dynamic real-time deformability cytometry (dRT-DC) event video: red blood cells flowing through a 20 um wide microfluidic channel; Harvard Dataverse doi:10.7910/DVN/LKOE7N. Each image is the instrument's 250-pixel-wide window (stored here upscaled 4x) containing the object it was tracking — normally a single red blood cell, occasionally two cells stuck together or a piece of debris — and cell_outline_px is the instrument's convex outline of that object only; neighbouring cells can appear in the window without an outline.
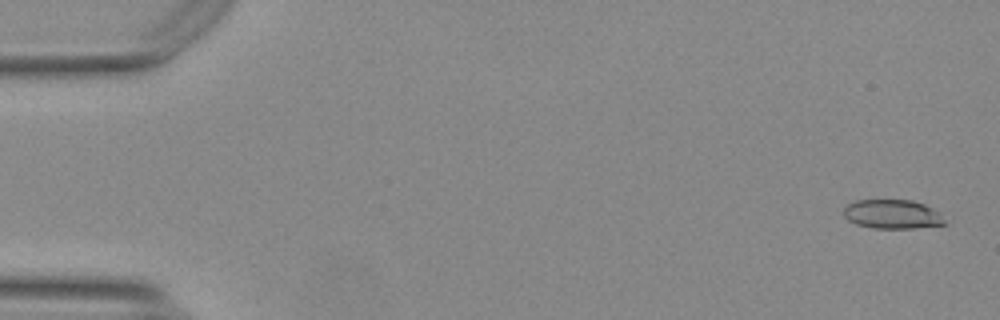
{"species": "Egyptian fruit bat (a non-hibernating species)", "species_latin": "Rousettus aegyptiacus", "temperature_condition": "warm", "stored_images_in_passage": 55, "camera_frame_rate_fps": 3000, "um_per_image_px": 0.085, "animal": {"sex": "female"}, "frame": {"image": 1, "passage_image": 2, "time_ms": 0.333, "image_size_px": [1000, 320], "cell_outline_px": [[948, 224], [912, 228], [872, 228], [856, 224], [848, 220], [844, 216], [844, 208], [848, 204], [856, 200], [912, 200], [924, 204], [940, 212]], "centroid_in_image_um": [75.87, 18.21], "position_along_channel_um": 9.1, "area_um2": 17.22}}
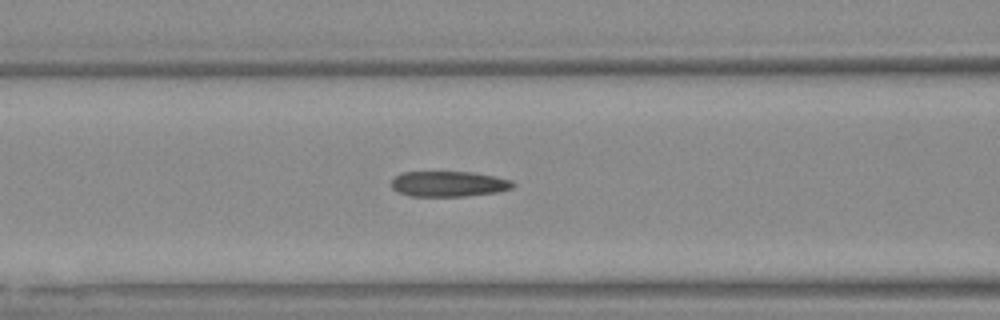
{"frame": {"image": 2, "passage_image": 23, "time_ms": 7.333, "image_size_px": [1000, 320], "cell_outline_px": [[516, 184], [512, 188], [496, 192], [464, 196], [408, 196], [396, 192], [392, 188], [392, 180], [396, 176], [404, 172], [472, 172], [496, 176], [512, 180]], "centroid_in_image_um": [38.14, 15.63], "position_along_channel_um": 128.5, "area_um2": 18.09}}
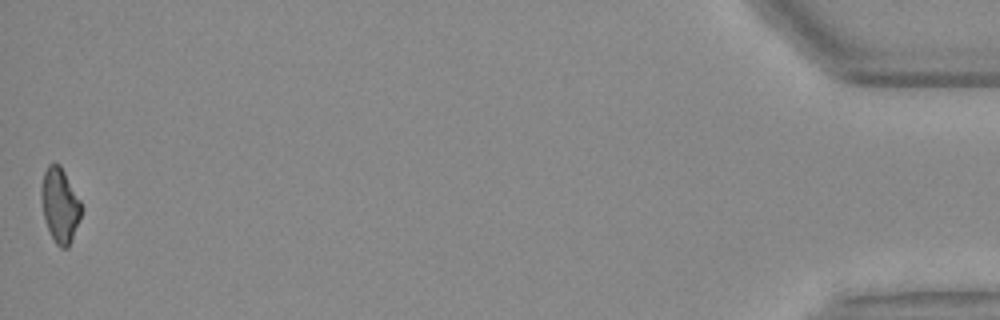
{"frame": {"image": 3, "passage_image": 55, "time_ms": 18.0, "image_size_px": [1000, 320], "cell_outline_px": [[80, 216], [72, 240], [68, 248], [60, 248], [56, 244], [48, 228], [44, 216], [40, 192], [40, 188], [44, 172], [48, 164], [60, 164], [80, 200]], "centroid_in_image_um": [5.07, 17.43], "position_along_channel_um": 430.1, "area_um2": 17.05}, "authors_computed_cell_mechanics": {"area_um2": 18.2648, "velocity_mm_per_s": 3.7283, "shape_relaxation_time_tau1_ms": null, "shape_relaxation_time_tau2_ms": 2.7811, "deformation_change_tau1": null, "deformation_change_tau2": 0.1013}}